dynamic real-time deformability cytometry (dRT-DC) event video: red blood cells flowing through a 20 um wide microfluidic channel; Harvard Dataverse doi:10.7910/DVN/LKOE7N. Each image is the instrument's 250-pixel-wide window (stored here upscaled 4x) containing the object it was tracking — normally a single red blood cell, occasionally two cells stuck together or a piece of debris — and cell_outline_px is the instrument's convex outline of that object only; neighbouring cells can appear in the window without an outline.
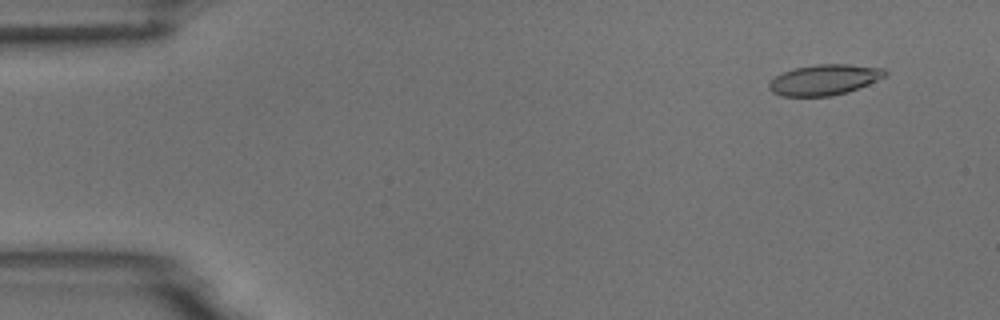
{"species": "common noctule bat (a hibernating species)", "species_latin": "Nyctalus noctula", "temperature_condition": "room temperature", "stored_images_in_passage": 54, "camera_frame_rate_fps": 3000, "um_per_image_px": 0.085, "animal": {"sex": "male", "body_mass_g": 18.8}, "frame": {"image": 1, "passage_image": 4, "time_ms": 1.0, "image_size_px": [1000, 320], "cell_outline_px": [[888, 76], [848, 92], [832, 96], [780, 96], [772, 92], [768, 88], [768, 84], [776, 76], [784, 72], [796, 68], [816, 64], [848, 64], [884, 68], [888, 72]], "centroid_in_image_um": [70.11, 6.78], "position_along_channel_um": 14.9, "area_um2": 20.75}}
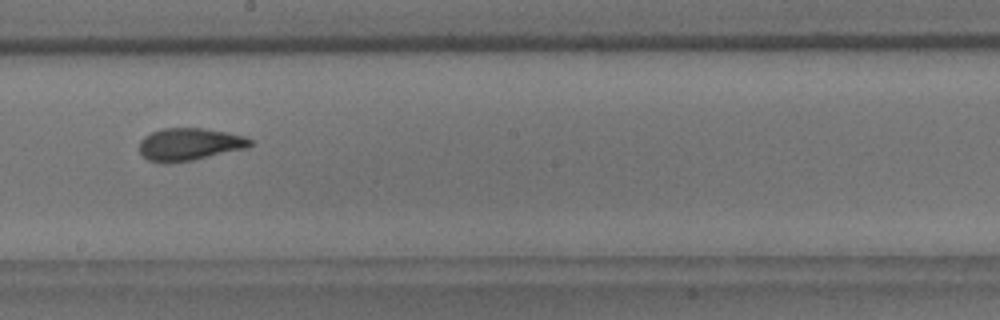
{"frame": {"image": 2, "passage_image": 30, "time_ms": 9.667, "image_size_px": [1000, 320], "cell_outline_px": [[252, 144], [248, 148], [192, 160], [168, 164], [160, 164], [148, 160], [140, 152], [140, 140], [144, 136], [152, 132], [164, 128], [204, 128], [228, 132], [244, 136], [252, 140]], "centroid_in_image_um": [16.1, 12.27], "position_along_channel_um": 232.1, "area_um2": 21.15}}
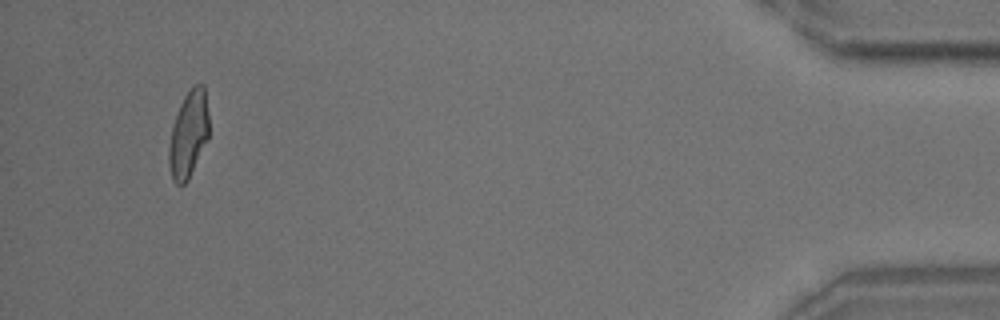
{"frame": {"image": 3, "passage_image": 51, "time_ms": 16.667, "image_size_px": [1000, 320], "cell_outline_px": [[208, 140], [188, 180], [180, 188], [172, 180], [168, 164], [168, 148], [172, 124], [180, 104], [184, 96], [192, 84], [204, 84], [208, 116]], "centroid_in_image_um": [16.0, 11.44], "position_along_channel_um": 419.2, "area_um2": 20.58}, "authors_computed_cell_mechanics": {"area_um2": 20.9525, "velocity_mm_per_s": 3.7251, "shape_relaxation_time_tau1_ms": 6.4535, "shape_relaxation_time_tau2_ms": 1.1998, "deformation_change_tau1": 0.1801, "deformation_change_tau2": 0.0664}}